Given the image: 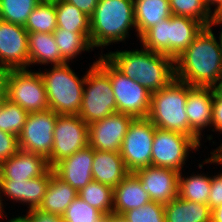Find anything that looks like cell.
Masks as SVG:
<instances>
[{
  "mask_svg": "<svg viewBox=\"0 0 222 222\" xmlns=\"http://www.w3.org/2000/svg\"><path fill=\"white\" fill-rule=\"evenodd\" d=\"M222 25V17H218V16H215L214 17V20L212 21L211 23V26H221ZM221 32H219V38H220V42H221V45H222V30H220Z\"/></svg>",
  "mask_w": 222,
  "mask_h": 222,
  "instance_id": "c3c4849f",
  "label": "cell"
},
{
  "mask_svg": "<svg viewBox=\"0 0 222 222\" xmlns=\"http://www.w3.org/2000/svg\"><path fill=\"white\" fill-rule=\"evenodd\" d=\"M41 0H0V19L25 26L32 10Z\"/></svg>",
  "mask_w": 222,
  "mask_h": 222,
  "instance_id": "d6a6232c",
  "label": "cell"
},
{
  "mask_svg": "<svg viewBox=\"0 0 222 222\" xmlns=\"http://www.w3.org/2000/svg\"><path fill=\"white\" fill-rule=\"evenodd\" d=\"M199 148L200 145L189 135L156 127L151 165L181 172L188 162L190 151L197 152Z\"/></svg>",
  "mask_w": 222,
  "mask_h": 222,
  "instance_id": "30bf717a",
  "label": "cell"
},
{
  "mask_svg": "<svg viewBox=\"0 0 222 222\" xmlns=\"http://www.w3.org/2000/svg\"><path fill=\"white\" fill-rule=\"evenodd\" d=\"M29 113L7 98L0 101V130L19 136Z\"/></svg>",
  "mask_w": 222,
  "mask_h": 222,
  "instance_id": "4dcf8cb0",
  "label": "cell"
},
{
  "mask_svg": "<svg viewBox=\"0 0 222 222\" xmlns=\"http://www.w3.org/2000/svg\"><path fill=\"white\" fill-rule=\"evenodd\" d=\"M25 189L26 180L0 179V207L4 213V208H6L5 203H3L4 199L5 201L8 199L12 202L16 201L15 203H21L25 206Z\"/></svg>",
  "mask_w": 222,
  "mask_h": 222,
  "instance_id": "74e56055",
  "label": "cell"
},
{
  "mask_svg": "<svg viewBox=\"0 0 222 222\" xmlns=\"http://www.w3.org/2000/svg\"><path fill=\"white\" fill-rule=\"evenodd\" d=\"M54 65L44 71L39 68L49 102V109L58 115H78L83 99L86 75L79 77L69 65Z\"/></svg>",
  "mask_w": 222,
  "mask_h": 222,
  "instance_id": "5b68a950",
  "label": "cell"
},
{
  "mask_svg": "<svg viewBox=\"0 0 222 222\" xmlns=\"http://www.w3.org/2000/svg\"><path fill=\"white\" fill-rule=\"evenodd\" d=\"M29 67L40 64L51 67L67 63L60 54L53 33H28ZM31 65V66H30Z\"/></svg>",
  "mask_w": 222,
  "mask_h": 222,
  "instance_id": "7402d4cb",
  "label": "cell"
},
{
  "mask_svg": "<svg viewBox=\"0 0 222 222\" xmlns=\"http://www.w3.org/2000/svg\"><path fill=\"white\" fill-rule=\"evenodd\" d=\"M4 214H6V213H4L3 211H2V209H1V207H0V219L2 218V219H4V217L6 218V219H8V216L7 215H4Z\"/></svg>",
  "mask_w": 222,
  "mask_h": 222,
  "instance_id": "f907efd6",
  "label": "cell"
},
{
  "mask_svg": "<svg viewBox=\"0 0 222 222\" xmlns=\"http://www.w3.org/2000/svg\"><path fill=\"white\" fill-rule=\"evenodd\" d=\"M205 27L175 60V78L190 86L212 87L222 76V45ZM218 38V39H217Z\"/></svg>",
  "mask_w": 222,
  "mask_h": 222,
  "instance_id": "6da1fadb",
  "label": "cell"
},
{
  "mask_svg": "<svg viewBox=\"0 0 222 222\" xmlns=\"http://www.w3.org/2000/svg\"><path fill=\"white\" fill-rule=\"evenodd\" d=\"M128 222H165L164 204L149 203L129 210L122 215Z\"/></svg>",
  "mask_w": 222,
  "mask_h": 222,
  "instance_id": "d590c367",
  "label": "cell"
},
{
  "mask_svg": "<svg viewBox=\"0 0 222 222\" xmlns=\"http://www.w3.org/2000/svg\"><path fill=\"white\" fill-rule=\"evenodd\" d=\"M7 222H27L22 215H18L16 217L11 218L10 220H8Z\"/></svg>",
  "mask_w": 222,
  "mask_h": 222,
  "instance_id": "681fc988",
  "label": "cell"
},
{
  "mask_svg": "<svg viewBox=\"0 0 222 222\" xmlns=\"http://www.w3.org/2000/svg\"><path fill=\"white\" fill-rule=\"evenodd\" d=\"M204 28L201 22L192 18L172 15L148 29L139 43L148 50L175 60Z\"/></svg>",
  "mask_w": 222,
  "mask_h": 222,
  "instance_id": "277c9868",
  "label": "cell"
},
{
  "mask_svg": "<svg viewBox=\"0 0 222 222\" xmlns=\"http://www.w3.org/2000/svg\"><path fill=\"white\" fill-rule=\"evenodd\" d=\"M211 222H222V205L211 210Z\"/></svg>",
  "mask_w": 222,
  "mask_h": 222,
  "instance_id": "f6af8a7d",
  "label": "cell"
},
{
  "mask_svg": "<svg viewBox=\"0 0 222 222\" xmlns=\"http://www.w3.org/2000/svg\"><path fill=\"white\" fill-rule=\"evenodd\" d=\"M193 86L173 79L166 87L151 94L148 119L160 129L189 135L186 99Z\"/></svg>",
  "mask_w": 222,
  "mask_h": 222,
  "instance_id": "8992f818",
  "label": "cell"
},
{
  "mask_svg": "<svg viewBox=\"0 0 222 222\" xmlns=\"http://www.w3.org/2000/svg\"><path fill=\"white\" fill-rule=\"evenodd\" d=\"M210 157L205 158L197 166L199 169H203L205 164H216L222 166V152L220 151H211ZM210 210L222 205V173L218 172L217 175L211 176V189L208 196V202Z\"/></svg>",
  "mask_w": 222,
  "mask_h": 222,
  "instance_id": "8d00e7d4",
  "label": "cell"
},
{
  "mask_svg": "<svg viewBox=\"0 0 222 222\" xmlns=\"http://www.w3.org/2000/svg\"><path fill=\"white\" fill-rule=\"evenodd\" d=\"M105 214L77 196L67 207L62 219L64 222H102Z\"/></svg>",
  "mask_w": 222,
  "mask_h": 222,
  "instance_id": "836d02e7",
  "label": "cell"
},
{
  "mask_svg": "<svg viewBox=\"0 0 222 222\" xmlns=\"http://www.w3.org/2000/svg\"><path fill=\"white\" fill-rule=\"evenodd\" d=\"M101 50L96 62L109 74L116 101L117 112L134 118H146L151 107V94L138 81L128 78L118 70Z\"/></svg>",
  "mask_w": 222,
  "mask_h": 222,
  "instance_id": "ba28073f",
  "label": "cell"
},
{
  "mask_svg": "<svg viewBox=\"0 0 222 222\" xmlns=\"http://www.w3.org/2000/svg\"><path fill=\"white\" fill-rule=\"evenodd\" d=\"M19 149L18 137L0 130V163L16 154Z\"/></svg>",
  "mask_w": 222,
  "mask_h": 222,
  "instance_id": "f35d334b",
  "label": "cell"
},
{
  "mask_svg": "<svg viewBox=\"0 0 222 222\" xmlns=\"http://www.w3.org/2000/svg\"><path fill=\"white\" fill-rule=\"evenodd\" d=\"M28 32L22 25L0 19V69H28Z\"/></svg>",
  "mask_w": 222,
  "mask_h": 222,
  "instance_id": "5bb4252c",
  "label": "cell"
},
{
  "mask_svg": "<svg viewBox=\"0 0 222 222\" xmlns=\"http://www.w3.org/2000/svg\"><path fill=\"white\" fill-rule=\"evenodd\" d=\"M50 168L43 156L19 149L0 163V179L29 180L44 175Z\"/></svg>",
  "mask_w": 222,
  "mask_h": 222,
  "instance_id": "d6986e66",
  "label": "cell"
},
{
  "mask_svg": "<svg viewBox=\"0 0 222 222\" xmlns=\"http://www.w3.org/2000/svg\"><path fill=\"white\" fill-rule=\"evenodd\" d=\"M6 71L0 69V101L4 98Z\"/></svg>",
  "mask_w": 222,
  "mask_h": 222,
  "instance_id": "bcb514c9",
  "label": "cell"
},
{
  "mask_svg": "<svg viewBox=\"0 0 222 222\" xmlns=\"http://www.w3.org/2000/svg\"><path fill=\"white\" fill-rule=\"evenodd\" d=\"M27 222H64L62 216L36 209L26 210L22 216Z\"/></svg>",
  "mask_w": 222,
  "mask_h": 222,
  "instance_id": "ab89813d",
  "label": "cell"
},
{
  "mask_svg": "<svg viewBox=\"0 0 222 222\" xmlns=\"http://www.w3.org/2000/svg\"><path fill=\"white\" fill-rule=\"evenodd\" d=\"M129 173L120 152L94 150L93 181L114 189Z\"/></svg>",
  "mask_w": 222,
  "mask_h": 222,
  "instance_id": "ffe728a7",
  "label": "cell"
},
{
  "mask_svg": "<svg viewBox=\"0 0 222 222\" xmlns=\"http://www.w3.org/2000/svg\"><path fill=\"white\" fill-rule=\"evenodd\" d=\"M213 99L212 87L193 86L188 91L185 110L188 116L189 136L200 146H202L201 141L205 136V134L202 135L203 130L211 128Z\"/></svg>",
  "mask_w": 222,
  "mask_h": 222,
  "instance_id": "2e32d148",
  "label": "cell"
},
{
  "mask_svg": "<svg viewBox=\"0 0 222 222\" xmlns=\"http://www.w3.org/2000/svg\"><path fill=\"white\" fill-rule=\"evenodd\" d=\"M165 222H211L208 204L191 202L177 196L164 204Z\"/></svg>",
  "mask_w": 222,
  "mask_h": 222,
  "instance_id": "d4e9b609",
  "label": "cell"
},
{
  "mask_svg": "<svg viewBox=\"0 0 222 222\" xmlns=\"http://www.w3.org/2000/svg\"><path fill=\"white\" fill-rule=\"evenodd\" d=\"M134 173L151 201L167 204L178 196L180 172L150 165Z\"/></svg>",
  "mask_w": 222,
  "mask_h": 222,
  "instance_id": "e0dca14e",
  "label": "cell"
},
{
  "mask_svg": "<svg viewBox=\"0 0 222 222\" xmlns=\"http://www.w3.org/2000/svg\"><path fill=\"white\" fill-rule=\"evenodd\" d=\"M4 97L28 113L49 109L43 78L31 68L6 71Z\"/></svg>",
  "mask_w": 222,
  "mask_h": 222,
  "instance_id": "9c48e42d",
  "label": "cell"
},
{
  "mask_svg": "<svg viewBox=\"0 0 222 222\" xmlns=\"http://www.w3.org/2000/svg\"><path fill=\"white\" fill-rule=\"evenodd\" d=\"M78 196L103 214L113 213V188L97 181H91L78 191Z\"/></svg>",
  "mask_w": 222,
  "mask_h": 222,
  "instance_id": "f546056e",
  "label": "cell"
},
{
  "mask_svg": "<svg viewBox=\"0 0 222 222\" xmlns=\"http://www.w3.org/2000/svg\"><path fill=\"white\" fill-rule=\"evenodd\" d=\"M102 222H128L122 215L115 213L106 214Z\"/></svg>",
  "mask_w": 222,
  "mask_h": 222,
  "instance_id": "ee69618b",
  "label": "cell"
},
{
  "mask_svg": "<svg viewBox=\"0 0 222 222\" xmlns=\"http://www.w3.org/2000/svg\"><path fill=\"white\" fill-rule=\"evenodd\" d=\"M194 173L186 176L185 173L180 172L178 196L191 202L207 204L211 189V176L205 173Z\"/></svg>",
  "mask_w": 222,
  "mask_h": 222,
  "instance_id": "4316f807",
  "label": "cell"
},
{
  "mask_svg": "<svg viewBox=\"0 0 222 222\" xmlns=\"http://www.w3.org/2000/svg\"><path fill=\"white\" fill-rule=\"evenodd\" d=\"M94 149L90 146L58 161L52 168L54 174L77 191L93 181Z\"/></svg>",
  "mask_w": 222,
  "mask_h": 222,
  "instance_id": "ac0fdd59",
  "label": "cell"
},
{
  "mask_svg": "<svg viewBox=\"0 0 222 222\" xmlns=\"http://www.w3.org/2000/svg\"><path fill=\"white\" fill-rule=\"evenodd\" d=\"M212 114L213 116H212V124H211L212 130L211 131L220 132L222 134V99L217 97L215 94H214V99H213V113ZM212 151L222 152V143L220 144V146L216 147V149Z\"/></svg>",
  "mask_w": 222,
  "mask_h": 222,
  "instance_id": "60d3db41",
  "label": "cell"
},
{
  "mask_svg": "<svg viewBox=\"0 0 222 222\" xmlns=\"http://www.w3.org/2000/svg\"><path fill=\"white\" fill-rule=\"evenodd\" d=\"M83 99L79 117L87 124L117 112L109 74L96 62L85 72Z\"/></svg>",
  "mask_w": 222,
  "mask_h": 222,
  "instance_id": "52a82bcc",
  "label": "cell"
},
{
  "mask_svg": "<svg viewBox=\"0 0 222 222\" xmlns=\"http://www.w3.org/2000/svg\"><path fill=\"white\" fill-rule=\"evenodd\" d=\"M150 201L148 193L142 188L141 182L134 172H130L113 189V213L118 215H123Z\"/></svg>",
  "mask_w": 222,
  "mask_h": 222,
  "instance_id": "44dd1931",
  "label": "cell"
},
{
  "mask_svg": "<svg viewBox=\"0 0 222 222\" xmlns=\"http://www.w3.org/2000/svg\"><path fill=\"white\" fill-rule=\"evenodd\" d=\"M58 114L51 109L29 113L18 136L19 148L48 159L54 142V127Z\"/></svg>",
  "mask_w": 222,
  "mask_h": 222,
  "instance_id": "4fadbf2b",
  "label": "cell"
},
{
  "mask_svg": "<svg viewBox=\"0 0 222 222\" xmlns=\"http://www.w3.org/2000/svg\"><path fill=\"white\" fill-rule=\"evenodd\" d=\"M134 117L115 112L108 117L88 124L89 146L99 151H117Z\"/></svg>",
  "mask_w": 222,
  "mask_h": 222,
  "instance_id": "9a60e30c",
  "label": "cell"
},
{
  "mask_svg": "<svg viewBox=\"0 0 222 222\" xmlns=\"http://www.w3.org/2000/svg\"><path fill=\"white\" fill-rule=\"evenodd\" d=\"M214 94L222 99V76L221 78L212 86Z\"/></svg>",
  "mask_w": 222,
  "mask_h": 222,
  "instance_id": "7dc6e473",
  "label": "cell"
},
{
  "mask_svg": "<svg viewBox=\"0 0 222 222\" xmlns=\"http://www.w3.org/2000/svg\"><path fill=\"white\" fill-rule=\"evenodd\" d=\"M156 127L146 118H134L122 141L120 155L129 172L151 165Z\"/></svg>",
  "mask_w": 222,
  "mask_h": 222,
  "instance_id": "8fae6325",
  "label": "cell"
},
{
  "mask_svg": "<svg viewBox=\"0 0 222 222\" xmlns=\"http://www.w3.org/2000/svg\"><path fill=\"white\" fill-rule=\"evenodd\" d=\"M172 15L184 16L211 26L214 14L208 10L203 0H168Z\"/></svg>",
  "mask_w": 222,
  "mask_h": 222,
  "instance_id": "1f68e13d",
  "label": "cell"
},
{
  "mask_svg": "<svg viewBox=\"0 0 222 222\" xmlns=\"http://www.w3.org/2000/svg\"><path fill=\"white\" fill-rule=\"evenodd\" d=\"M133 28L137 33L133 0H99L90 17L91 45L103 50L113 43L125 42Z\"/></svg>",
  "mask_w": 222,
  "mask_h": 222,
  "instance_id": "3957f363",
  "label": "cell"
},
{
  "mask_svg": "<svg viewBox=\"0 0 222 222\" xmlns=\"http://www.w3.org/2000/svg\"><path fill=\"white\" fill-rule=\"evenodd\" d=\"M81 10L89 18L92 16L99 0H64Z\"/></svg>",
  "mask_w": 222,
  "mask_h": 222,
  "instance_id": "b9f144b4",
  "label": "cell"
},
{
  "mask_svg": "<svg viewBox=\"0 0 222 222\" xmlns=\"http://www.w3.org/2000/svg\"><path fill=\"white\" fill-rule=\"evenodd\" d=\"M89 146L88 124L79 115H58L54 127V142L47 159L52 168L58 161Z\"/></svg>",
  "mask_w": 222,
  "mask_h": 222,
  "instance_id": "7c38bea8",
  "label": "cell"
},
{
  "mask_svg": "<svg viewBox=\"0 0 222 222\" xmlns=\"http://www.w3.org/2000/svg\"><path fill=\"white\" fill-rule=\"evenodd\" d=\"M136 37H140L152 26L172 16L168 0H133Z\"/></svg>",
  "mask_w": 222,
  "mask_h": 222,
  "instance_id": "603a6c76",
  "label": "cell"
},
{
  "mask_svg": "<svg viewBox=\"0 0 222 222\" xmlns=\"http://www.w3.org/2000/svg\"><path fill=\"white\" fill-rule=\"evenodd\" d=\"M140 46V50L117 49L103 55L128 78L154 93L175 79L174 60Z\"/></svg>",
  "mask_w": 222,
  "mask_h": 222,
  "instance_id": "7a4b0ae2",
  "label": "cell"
},
{
  "mask_svg": "<svg viewBox=\"0 0 222 222\" xmlns=\"http://www.w3.org/2000/svg\"><path fill=\"white\" fill-rule=\"evenodd\" d=\"M203 1L208 10L212 12L214 16L222 17V0H203ZM212 6H214V9Z\"/></svg>",
  "mask_w": 222,
  "mask_h": 222,
  "instance_id": "7bdbcfd3",
  "label": "cell"
},
{
  "mask_svg": "<svg viewBox=\"0 0 222 222\" xmlns=\"http://www.w3.org/2000/svg\"><path fill=\"white\" fill-rule=\"evenodd\" d=\"M53 168H50L44 175L26 180L25 204L27 210L39 208L50 182Z\"/></svg>",
  "mask_w": 222,
  "mask_h": 222,
  "instance_id": "e575fe53",
  "label": "cell"
},
{
  "mask_svg": "<svg viewBox=\"0 0 222 222\" xmlns=\"http://www.w3.org/2000/svg\"><path fill=\"white\" fill-rule=\"evenodd\" d=\"M77 196L78 191L53 172L43 202L38 209L62 216Z\"/></svg>",
  "mask_w": 222,
  "mask_h": 222,
  "instance_id": "cb8c5ba5",
  "label": "cell"
},
{
  "mask_svg": "<svg viewBox=\"0 0 222 222\" xmlns=\"http://www.w3.org/2000/svg\"><path fill=\"white\" fill-rule=\"evenodd\" d=\"M54 5L57 28H63L70 32L90 33V18L81 10L64 0H56Z\"/></svg>",
  "mask_w": 222,
  "mask_h": 222,
  "instance_id": "83f0119b",
  "label": "cell"
},
{
  "mask_svg": "<svg viewBox=\"0 0 222 222\" xmlns=\"http://www.w3.org/2000/svg\"><path fill=\"white\" fill-rule=\"evenodd\" d=\"M54 40L59 47L61 57L67 62H74L84 51L95 50L90 42V33H78L56 28L53 32Z\"/></svg>",
  "mask_w": 222,
  "mask_h": 222,
  "instance_id": "484cf974",
  "label": "cell"
},
{
  "mask_svg": "<svg viewBox=\"0 0 222 222\" xmlns=\"http://www.w3.org/2000/svg\"><path fill=\"white\" fill-rule=\"evenodd\" d=\"M24 28L28 33H53L57 28L54 1H41L32 10Z\"/></svg>",
  "mask_w": 222,
  "mask_h": 222,
  "instance_id": "f1b7e54d",
  "label": "cell"
}]
</instances>
